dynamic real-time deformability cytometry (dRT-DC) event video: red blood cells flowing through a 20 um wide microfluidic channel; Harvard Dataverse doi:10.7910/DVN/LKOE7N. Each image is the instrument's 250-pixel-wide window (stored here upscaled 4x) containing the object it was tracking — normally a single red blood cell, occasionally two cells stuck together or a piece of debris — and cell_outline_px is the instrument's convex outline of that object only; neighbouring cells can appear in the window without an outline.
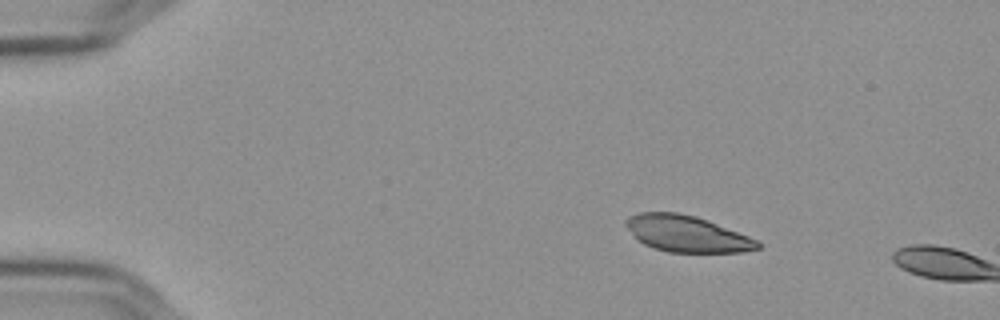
{"species": "Egyptian fruit bat (a non-hibernating species)", "species_latin": "Rousettus aegyptiacus", "temperature_condition": "cold", "stored_images_in_passage": 3, "camera_frame_rate_fps": 3000, "um_per_image_px": 0.085, "frame": {"image": 1, "passage_image": 1, "time_ms": 0.0, "image_size_px": [1000, 320], "cell_outline_px": [[760, 248], [740, 252], [672, 252], [656, 248], [644, 244], [636, 236], [628, 224], [628, 220], [632, 216], [640, 212], [676, 212], [692, 216], [704, 220], [748, 236], [756, 240], [760, 244]], "centroid_in_image_um": [58.43, 19.88], "position_along_channel_um": 26.6, "area_um2": 26.65}}